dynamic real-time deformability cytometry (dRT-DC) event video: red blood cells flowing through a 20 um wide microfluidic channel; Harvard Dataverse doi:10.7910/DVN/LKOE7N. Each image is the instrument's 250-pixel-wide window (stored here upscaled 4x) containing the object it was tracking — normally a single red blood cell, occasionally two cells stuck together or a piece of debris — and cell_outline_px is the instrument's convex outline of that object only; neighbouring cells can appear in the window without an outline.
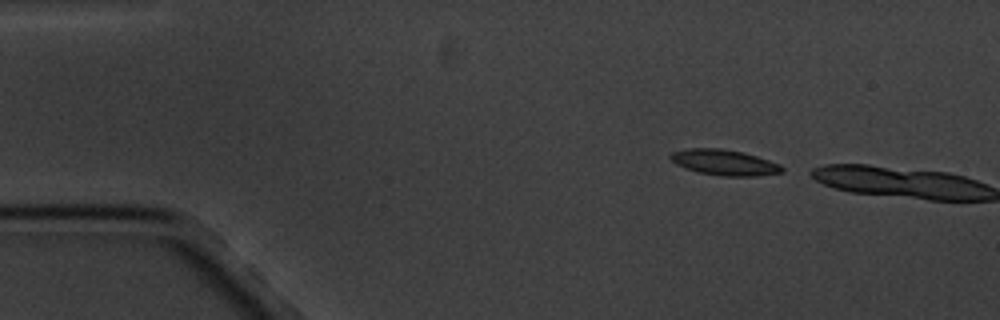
{"species": "common noctule bat (a hibernating species)", "species_latin": "Nyctalus noctula", "temperature_condition": "cold", "stored_images_in_passage": 2, "camera_frame_rate_fps": 3000, "um_per_image_px": 0.085, "animal": {"sex": "male", "body_mass_g": 20.1, "forearm_length_mm": 53.5}, "frame": {"image": 1, "passage_image": 1, "time_ms": 0.0, "image_size_px": [1000, 320], "cell_outline_px": [[784, 172], [756, 176], [724, 176], [700, 172], [684, 168], [676, 164], [668, 156], [672, 152], [688, 148], [720, 148], [744, 152], [780, 164], [784, 168]], "centroid_in_image_um": [61.57, 13.8], "position_along_channel_um": 23.4, "area_um2": 16.65}}